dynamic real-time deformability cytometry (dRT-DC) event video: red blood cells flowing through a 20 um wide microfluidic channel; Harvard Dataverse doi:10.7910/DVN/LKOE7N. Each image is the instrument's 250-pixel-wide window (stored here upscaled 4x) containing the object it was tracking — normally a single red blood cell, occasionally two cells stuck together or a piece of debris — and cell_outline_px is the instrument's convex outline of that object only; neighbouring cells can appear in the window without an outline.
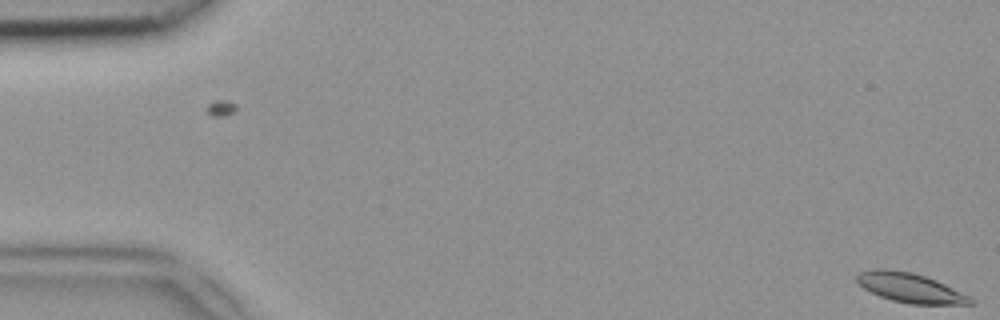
{"species": "common noctule bat (a hibernating species)", "species_latin": "Nyctalus noctula", "temperature_condition": "room temperature", "stored_images_in_passage": 50, "camera_frame_rate_fps": 3000, "um_per_image_px": 0.085, "animal": {"sex": "female", "body_mass_g": 18.4}, "frame": {"image": 1, "passage_image": 1, "time_ms": 0.0, "image_size_px": [1000, 320], "cell_outline_px": [[976, 304], [908, 304], [892, 300], [880, 296], [856, 284], [856, 276], [860, 272], [876, 268], [884, 268], [912, 272], [936, 280], [972, 296], [976, 300]], "centroid_in_image_um": [77.4, 24.47], "position_along_channel_um": 7.6, "area_um2": 19.77}}
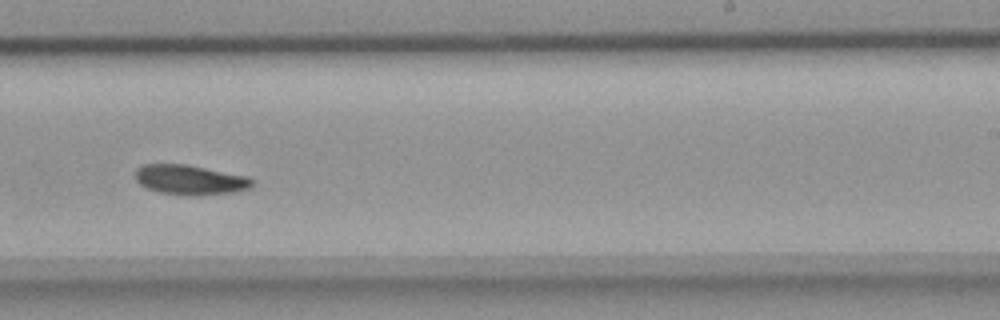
{"frame": {"image": 2, "passage_image": 31, "time_ms": 10.0, "image_size_px": [1000, 320], "cell_outline_px": [[252, 184], [248, 188], [236, 192], [200, 196], [192, 196], [160, 192], [148, 188], [140, 184], [136, 180], [136, 168], [144, 164], [184, 164], [244, 176], [252, 180]], "centroid_in_image_um": [16.11, 15.3], "position_along_channel_um": 272.9, "area_um2": 20.0}}
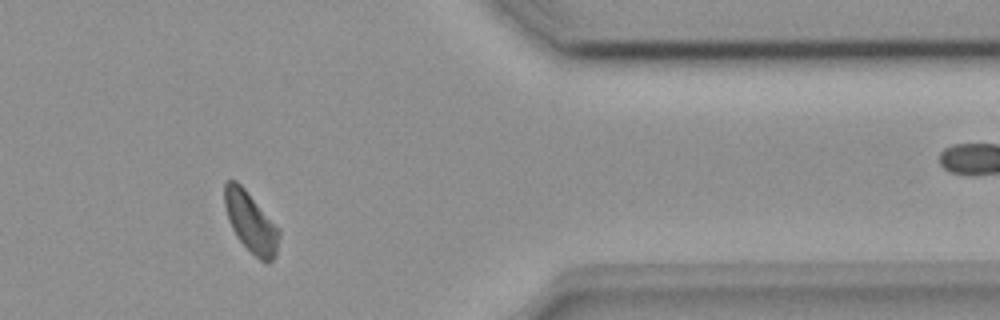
{"frame": {"image": 3, "passage_image": 41, "time_ms": 13.333, "image_size_px": [1000, 320], "cell_outline_px": [[280, 236], [276, 256], [268, 264], [260, 260], [236, 236], [228, 220], [224, 208], [224, 184], [228, 180], [236, 180], [244, 188], [280, 228]], "centroid_in_image_um": [21.33, 18.89], "position_along_channel_um": 390.1, "area_um2": 19.25}}